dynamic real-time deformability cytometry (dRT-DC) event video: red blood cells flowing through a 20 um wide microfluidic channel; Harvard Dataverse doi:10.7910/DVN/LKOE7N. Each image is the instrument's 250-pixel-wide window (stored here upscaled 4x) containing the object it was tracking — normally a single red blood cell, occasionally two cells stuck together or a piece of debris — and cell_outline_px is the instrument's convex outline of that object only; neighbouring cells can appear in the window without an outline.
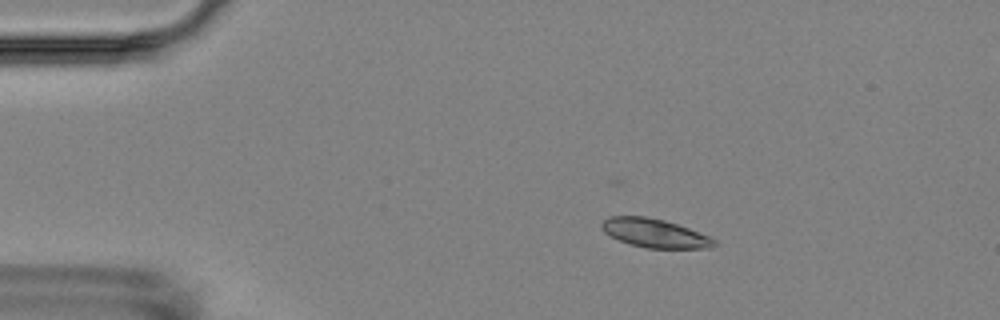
{"species": "Egyptian fruit bat (a non-hibernating species)", "species_latin": "Rousettus aegyptiacus", "temperature_condition": "room temperature", "stored_images_in_passage": 7, "camera_frame_rate_fps": 3000, "um_per_image_px": 0.085, "animal": {"sex": "female"}, "frame": {"image": 1, "passage_image": 3, "time_ms": 3.333, "image_size_px": [1000, 320], "cell_outline_px": [[716, 244], [712, 248], [644, 248], [620, 240], [604, 232], [600, 228], [600, 224], [608, 216], [644, 216], [664, 220], [712, 236], [716, 240]], "centroid_in_image_um": [55.67, 19.82], "position_along_channel_um": 29.3, "area_um2": 18.84}}
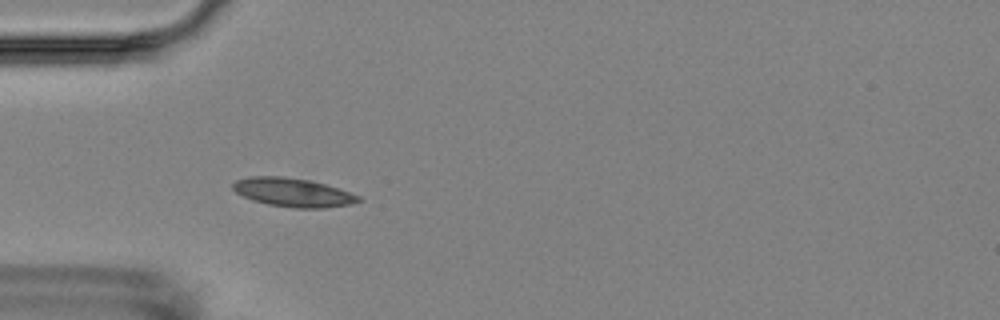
{"frame": {"image": 2, "passage_image": 5, "time_ms": 5.667, "image_size_px": [1000, 320], "cell_outline_px": [[360, 200], [352, 204], [324, 208], [296, 208], [268, 204], [252, 200], [236, 192], [232, 188], [232, 184], [236, 180], [248, 176], [280, 176], [312, 180], [360, 196]], "centroid_in_image_um": [24.87, 16.35], "position_along_channel_um": 60.1, "area_um2": 20.87}}
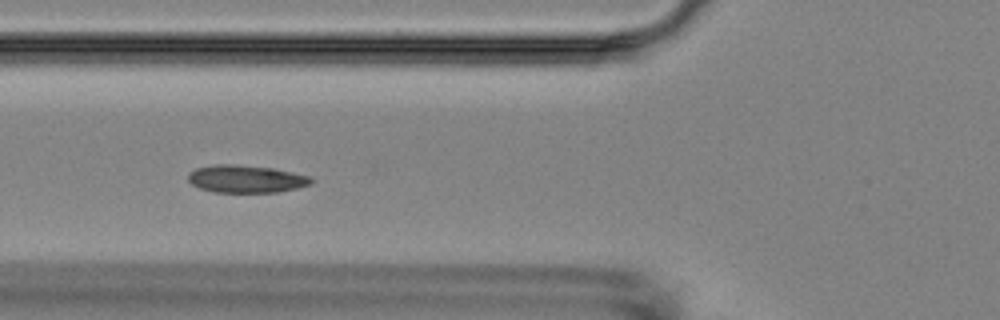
{"frame": {"image": 3, "passage_image": 6, "time_ms": 7.0, "image_size_px": [1000, 320], "cell_outline_px": [[312, 184], [280, 192], [212, 192], [200, 188], [192, 184], [188, 180], [188, 172], [196, 168], [216, 164], [236, 164], [272, 168], [312, 176]], "centroid_in_image_um": [20.91, 15.2], "position_along_channel_um": 104.9, "area_um2": 19.88}}